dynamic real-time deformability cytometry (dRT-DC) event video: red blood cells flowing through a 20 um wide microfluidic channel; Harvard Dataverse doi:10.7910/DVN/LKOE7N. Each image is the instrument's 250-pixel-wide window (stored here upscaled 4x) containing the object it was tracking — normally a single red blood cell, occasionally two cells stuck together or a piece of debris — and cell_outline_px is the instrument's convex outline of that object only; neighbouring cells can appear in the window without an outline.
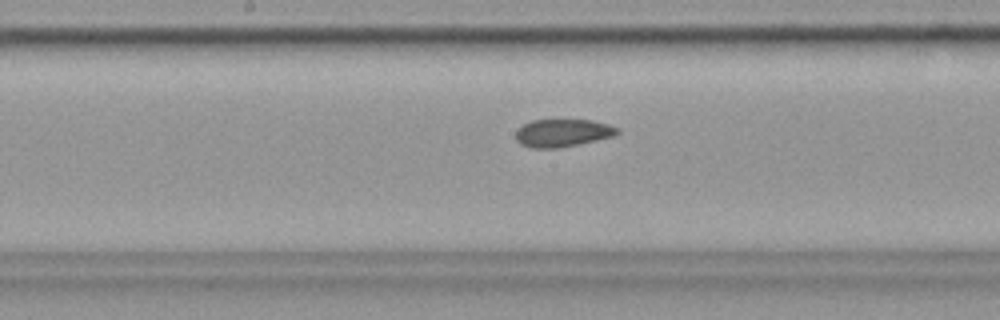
{"species": "common noctule bat (a hibernating species)", "species_latin": "Nyctalus noctula", "temperature_condition": "cold", "stored_images_in_passage": 39, "camera_frame_rate_fps": 3000, "um_per_image_px": 0.085, "animal": {"sex": "female", "body_mass_g": 19.9}, "frame": {"image": 1, "passage_image": 12, "time_ms": 3.667, "image_size_px": [1000, 320], "cell_outline_px": [[620, 132], [616, 136], [580, 144], [560, 148], [532, 148], [520, 144], [516, 140], [516, 132], [524, 124], [532, 120], [592, 120], [608, 124], [620, 128]], "centroid_in_image_um": [47.87, 11.31], "position_along_channel_um": 200.3, "area_um2": 16.59}, "authors_computed_cell_mechanics": {"area_um2": 17.1666, "velocity_mm_per_s": 3.5288, "shape_relaxation_time_tau1_ms": null, "shape_relaxation_time_tau2_ms": 1.9092, "deformation_change_tau1": null, "deformation_change_tau2": 0.0483}}